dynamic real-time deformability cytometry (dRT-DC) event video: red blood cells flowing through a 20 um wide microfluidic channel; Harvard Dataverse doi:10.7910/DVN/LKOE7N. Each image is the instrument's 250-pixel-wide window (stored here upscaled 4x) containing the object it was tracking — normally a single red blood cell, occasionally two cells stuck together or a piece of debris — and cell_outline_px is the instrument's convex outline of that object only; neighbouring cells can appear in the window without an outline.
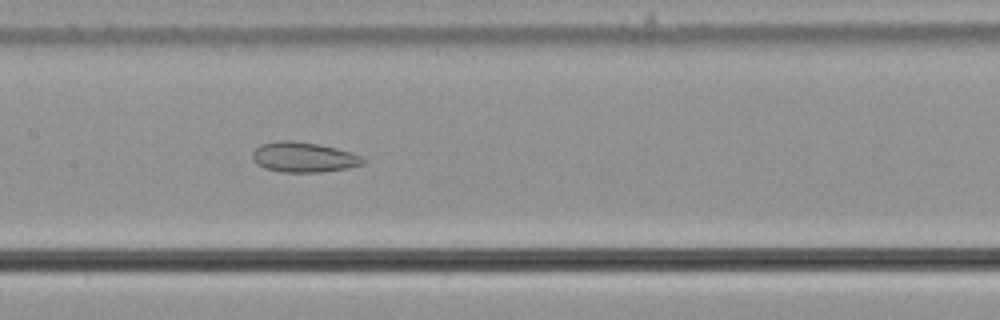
{"species": "common noctule bat (a hibernating species)", "species_latin": "Nyctalus noctula", "temperature_condition": "cold", "stored_images_in_passage": 57, "camera_frame_rate_fps": 3000, "um_per_image_px": 0.085, "animal": {"sex": "male", "body_mass_g": 21.5, "forearm_length_mm": 52.0}, "frame": {"image": 1, "passage_image": 29, "time_ms": 9.333, "image_size_px": [1000, 320], "cell_outline_px": [[364, 164], [348, 168], [324, 172], [280, 172], [264, 168], [256, 164], [252, 160], [252, 152], [260, 144], [280, 140], [292, 140], [320, 144], [352, 152], [360, 156], [364, 160]], "centroid_in_image_um": [25.78, 13.36], "position_along_channel_um": 181.6, "area_um2": 19.65}}
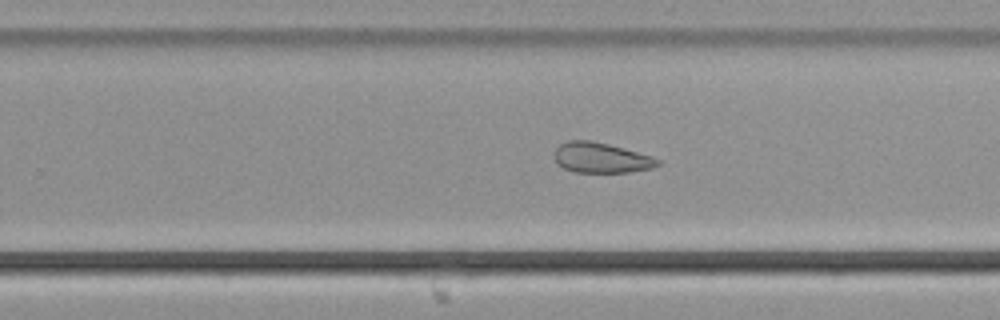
{"frame": {"image": 2, "passage_image": 37, "time_ms": 12.0, "image_size_px": [1000, 320], "cell_outline_px": [[660, 164], [652, 168], [628, 172], [576, 172], [564, 168], [556, 164], [552, 156], [552, 152], [560, 144], [568, 140], [592, 140], [608, 144], [652, 156], [660, 160]], "centroid_in_image_um": [51.03, 13.4], "position_along_channel_um": 278.8, "area_um2": 18.38}}
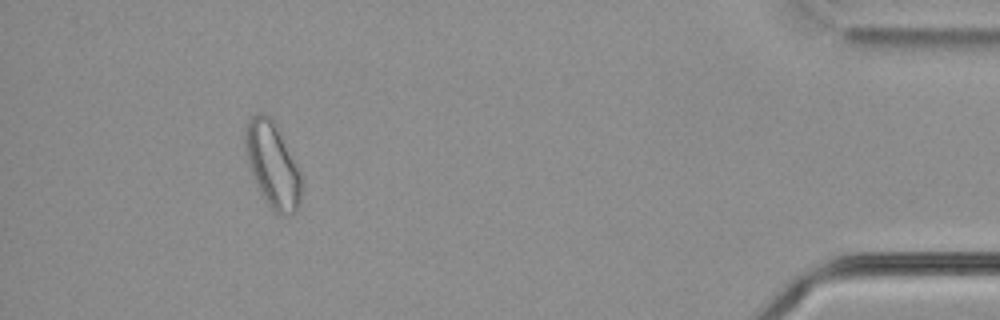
{"frame": {"image": 3, "passage_image": 53, "time_ms": 17.333, "image_size_px": [1000, 320], "cell_outline_px": [[300, 204], [288, 216], [276, 212], [272, 208], [260, 192], [252, 172], [248, 160], [244, 144], [244, 132], [248, 120], [256, 112], [260, 112], [268, 116], [272, 120], [300, 172]], "centroid_in_image_um": [23.13, 13.99], "position_along_channel_um": 412.1, "area_um2": 26.76}, "authors_computed_cell_mechanics": {"area_um2": 25.2008, "velocity_mm_per_s": 3.6521, "shape_relaxation_time_tau1_ms": null, "shape_relaxation_time_tau2_ms": 6.5027, "deformation_change_tau1": null, "deformation_change_tau2": 0.1393}}